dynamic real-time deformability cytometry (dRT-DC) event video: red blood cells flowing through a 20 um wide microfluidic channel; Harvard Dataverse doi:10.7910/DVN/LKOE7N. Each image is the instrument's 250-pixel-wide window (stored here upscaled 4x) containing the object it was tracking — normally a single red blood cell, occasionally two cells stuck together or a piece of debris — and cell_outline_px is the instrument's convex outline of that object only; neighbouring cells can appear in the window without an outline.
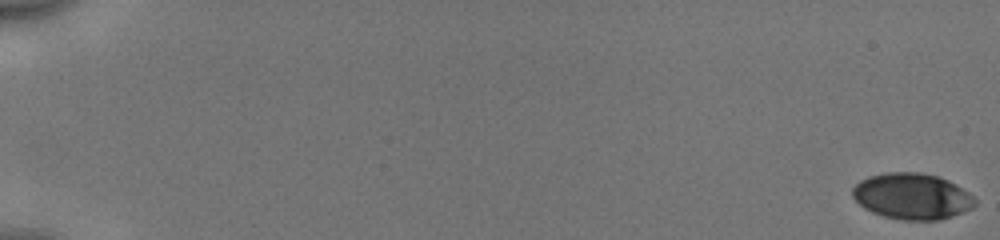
{"species": "human", "species_latin": "Homo sapiens", "temperature_condition": "cold", "stored_images_in_passage": 54, "camera_frame_rate_fps": 3000, "um_per_image_px": 0.085, "donor": {"sex": "male"}, "frame": {"image": 1, "passage_image": 1, "time_ms": 0.0, "image_size_px": [1000, 240], "cell_outline_px": [[976, 204], [972, 208], [964, 212], [952, 216], [936, 220], [900, 220], [884, 216], [872, 212], [864, 208], [852, 196], [852, 188], [860, 180], [868, 176], [884, 172], [920, 172], [936, 176], [948, 180], [968, 192], [976, 200]], "centroid_in_image_um": [77.51, 16.68], "position_along_channel_um": 7.5, "area_um2": 32.95}}
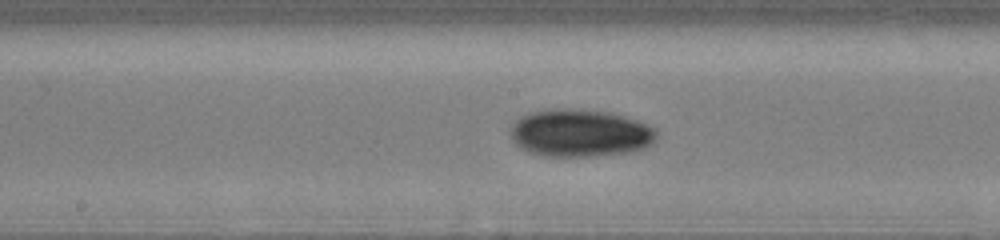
{"frame": {"image": 2, "passage_image": 31, "time_ms": 10.0, "image_size_px": [1000, 240], "cell_outline_px": [[656, 140], [652, 144], [644, 148], [628, 152], [592, 156], [540, 156], [528, 152], [520, 148], [512, 140], [512, 124], [520, 116], [528, 112], [544, 108], [572, 108], [608, 112], [624, 116], [648, 124], [656, 128]], "centroid_in_image_um": [49.28, 11.29], "position_along_channel_um": 198.9, "area_um2": 40.92}}
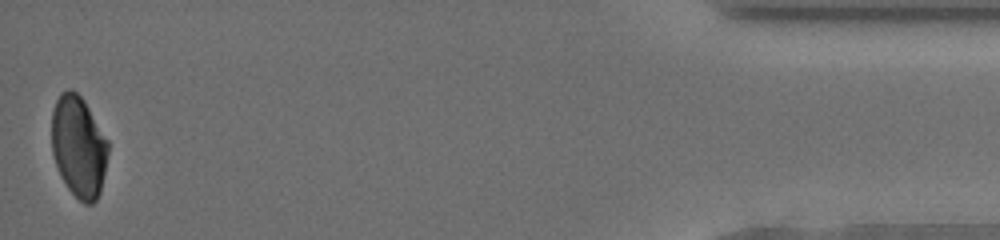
{"frame": {"image": 3, "passage_image": 54, "time_ms": 17.667, "image_size_px": [1000, 240], "cell_outline_px": [[108, 152], [100, 192], [96, 200], [92, 204], [84, 204], [68, 188], [56, 164], [52, 152], [52, 112], [56, 100], [60, 92], [68, 88], [72, 88], [84, 100], [108, 140]], "centroid_in_image_um": [6.68, 12.42], "position_along_channel_um": 428.5, "area_um2": 33.18}, "authors_computed_cell_mechanics": {"area_um2": 35.4892, "velocity_mm_per_s": 3.9788, "shape_relaxation_time_tau1_ms": 4.9298, "shape_relaxation_time_tau2_ms": 5.632, "deformation_change_tau1": 0.1014, "deformation_change_tau2": 0.0718}}